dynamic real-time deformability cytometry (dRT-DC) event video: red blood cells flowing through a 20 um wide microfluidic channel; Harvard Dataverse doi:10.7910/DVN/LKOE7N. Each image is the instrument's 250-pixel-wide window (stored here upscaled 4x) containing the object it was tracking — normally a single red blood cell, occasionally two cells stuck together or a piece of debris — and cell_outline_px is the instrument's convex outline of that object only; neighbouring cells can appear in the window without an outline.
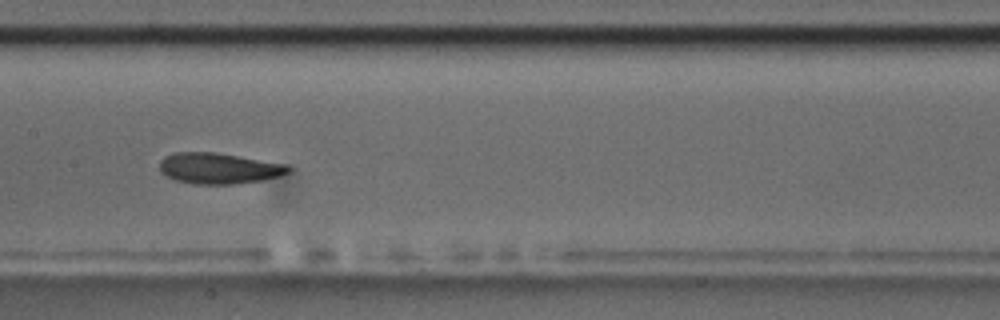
{"species": "common noctule bat (a hibernating species)", "species_latin": "Nyctalus noctula", "temperature_condition": "room temperature", "stored_images_in_passage": 7, "camera_frame_rate_fps": 3000, "um_per_image_px": 0.085, "animal": {"sex": "male", "body_mass_g": 17.5, "forearm_length_mm": 52.3}, "frame": {"image": 1, "passage_image": 6, "time_ms": 6.333, "image_size_px": [1000, 320], "cell_outline_px": [[292, 172], [280, 176], [260, 180], [232, 184], [192, 184], [176, 180], [160, 172], [160, 160], [164, 156], [176, 152], [216, 152], [288, 164], [292, 168]], "centroid_in_image_um": [18.63, 14.3], "position_along_channel_um": 188.8, "area_um2": 23.35}}
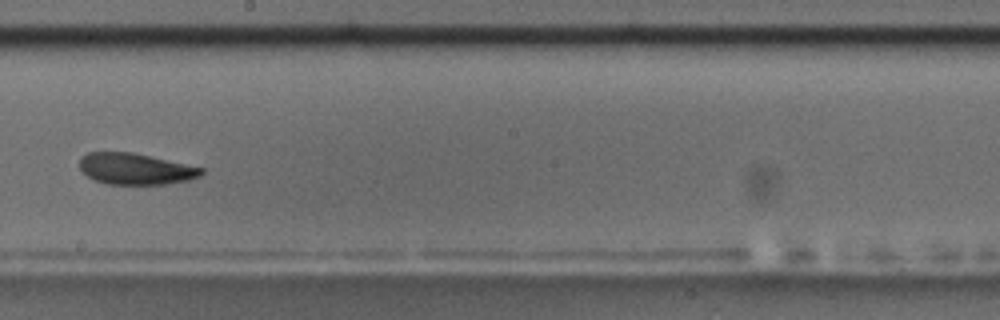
{"frame": {"image": 2, "passage_image": 7, "time_ms": 7.667, "image_size_px": [1000, 320], "cell_outline_px": [[204, 172], [200, 176], [188, 180], [164, 184], [108, 184], [96, 180], [88, 176], [80, 168], [80, 156], [88, 152], [132, 152], [204, 168]], "centroid_in_image_um": [11.51, 14.35], "position_along_channel_um": 236.7, "area_um2": 22.02}}